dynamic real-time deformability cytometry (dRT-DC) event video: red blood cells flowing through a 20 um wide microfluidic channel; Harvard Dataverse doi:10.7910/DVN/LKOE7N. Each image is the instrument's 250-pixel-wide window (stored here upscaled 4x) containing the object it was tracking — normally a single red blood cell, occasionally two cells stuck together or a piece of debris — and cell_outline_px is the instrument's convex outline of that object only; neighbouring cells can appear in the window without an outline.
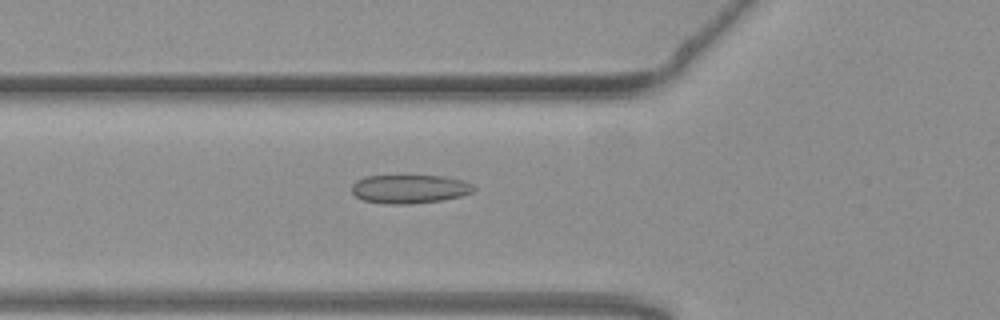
{"species": "common noctule bat (a hibernating species)", "species_latin": "Nyctalus noctula", "temperature_condition": "warm", "stored_images_in_passage": 36, "camera_frame_rate_fps": 3000, "um_per_image_px": 0.085, "animal": {"sex": "female", "body_mass_g": 19.3, "forearm_length_mm": 54.1}, "frame": {"image": 1, "passage_image": 2, "time_ms": 0.333, "image_size_px": [1000, 320], "cell_outline_px": [[476, 188], [472, 192], [460, 196], [440, 200], [408, 204], [384, 204], [364, 200], [356, 196], [352, 192], [352, 184], [356, 180], [364, 176], [444, 176], [464, 180], [472, 184]], "centroid_in_image_um": [34.8, 16.06], "position_along_channel_um": 91.0, "area_um2": 20.35}}
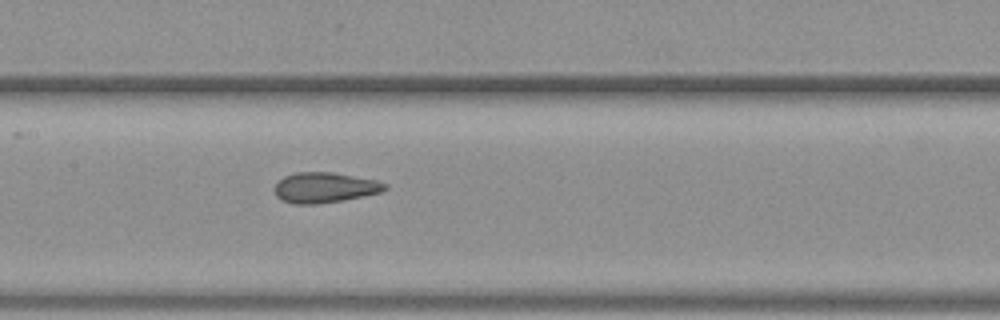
{"frame": {"image": 2, "passage_image": 9, "time_ms": 2.667, "image_size_px": [1000, 320], "cell_outline_px": [[388, 188], [380, 192], [344, 200], [316, 204], [292, 204], [280, 200], [276, 196], [276, 184], [284, 176], [296, 172], [332, 172], [380, 180], [388, 184]], "centroid_in_image_um": [27.63, 15.94], "position_along_channel_um": 179.8, "area_um2": 19.65}}
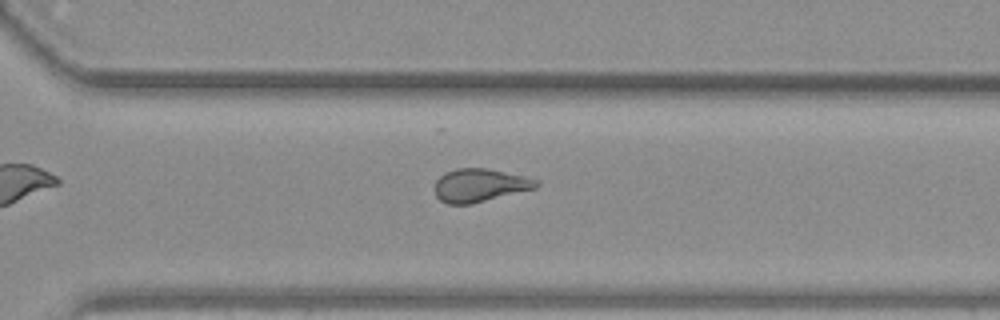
{"frame": {"image": 3, "passage_image": 21, "time_ms": 6.667, "image_size_px": [1000, 320], "cell_outline_px": [[540, 184], [536, 188], [472, 204], [448, 204], [440, 200], [436, 196], [436, 180], [440, 176], [456, 168], [488, 168], [540, 180]], "centroid_in_image_um": [40.81, 15.75], "position_along_channel_um": 329.8, "area_um2": 19.54}}